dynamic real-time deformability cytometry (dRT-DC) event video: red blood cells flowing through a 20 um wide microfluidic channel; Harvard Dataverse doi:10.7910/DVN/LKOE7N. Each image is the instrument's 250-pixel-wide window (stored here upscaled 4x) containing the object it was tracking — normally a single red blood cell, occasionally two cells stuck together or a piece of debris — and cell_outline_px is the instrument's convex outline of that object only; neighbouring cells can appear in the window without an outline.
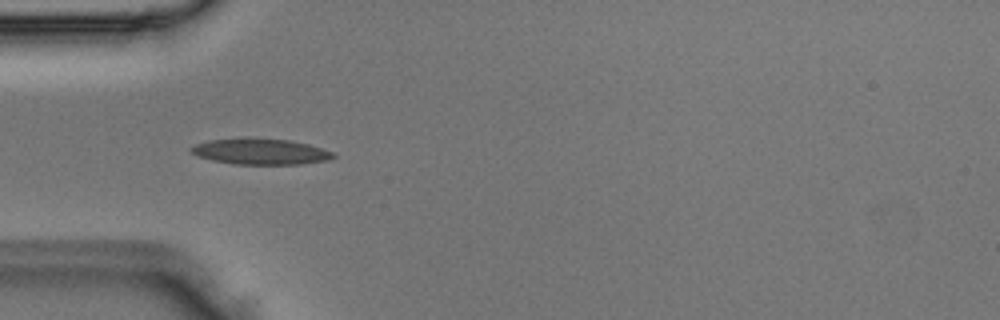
{"species": "Egyptian fruit bat (a non-hibernating species)", "species_latin": "Rousettus aegyptiacus", "temperature_condition": "room temperature", "stored_images_in_passage": 5, "camera_frame_rate_fps": 3000, "um_per_image_px": 0.085, "animal": {"sex": "male"}, "frame": {"image": 1, "passage_image": 5, "time_ms": 1.333, "image_size_px": [1000, 320], "cell_outline_px": [[336, 156], [328, 160], [300, 164], [236, 164], [212, 160], [196, 156], [188, 148], [196, 144], [208, 140], [288, 140], [308, 144], [332, 152]], "centroid_in_image_um": [22.14, 12.92], "position_along_channel_um": 62.9, "area_um2": 20.58}}